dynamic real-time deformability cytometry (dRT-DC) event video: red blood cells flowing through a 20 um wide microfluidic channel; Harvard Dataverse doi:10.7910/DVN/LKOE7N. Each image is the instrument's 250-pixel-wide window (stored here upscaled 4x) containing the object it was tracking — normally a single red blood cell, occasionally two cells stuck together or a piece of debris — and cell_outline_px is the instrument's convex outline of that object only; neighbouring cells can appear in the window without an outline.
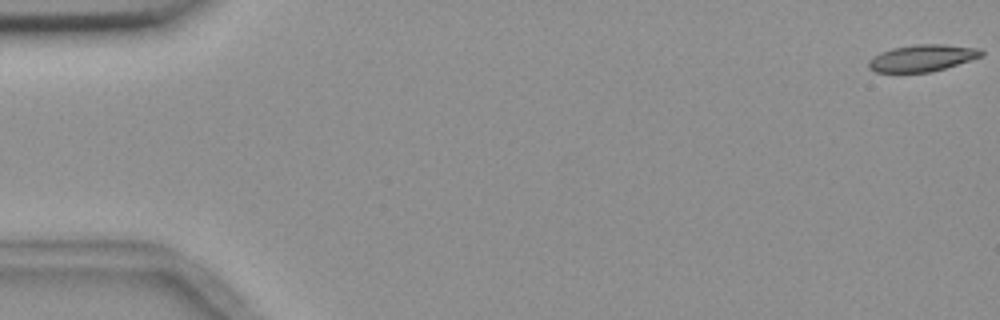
{"species": "common noctule bat (a hibernating species)", "species_latin": "Nyctalus noctula", "temperature_condition": "room temperature", "stored_images_in_passage": 4, "camera_frame_rate_fps": 3000, "um_per_image_px": 0.085, "animal": {"sex": "female", "body_mass_g": 18.4}, "frame": {"image": 1, "passage_image": 1, "time_ms": 0.0, "image_size_px": [1000, 320], "cell_outline_px": [[984, 56], [944, 68], [928, 72], [876, 72], [868, 68], [868, 60], [880, 52], [892, 48], [916, 44], [944, 44], [980, 48], [984, 52]], "centroid_in_image_um": [78.4, 4.92], "position_along_channel_um": 6.6, "area_um2": 17.63}}
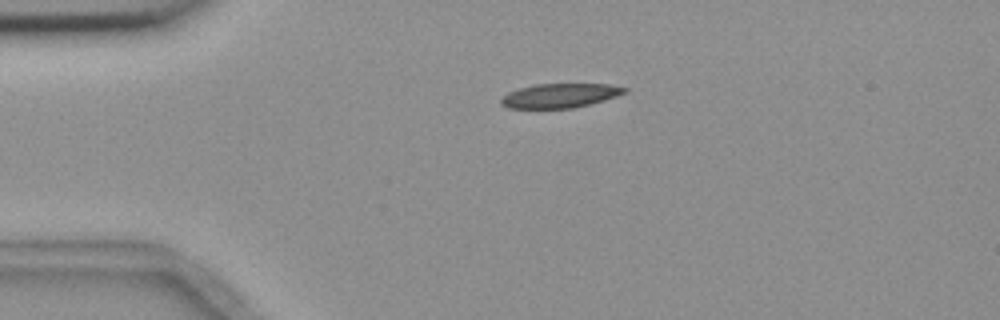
{"frame": {"image": 2, "passage_image": 3, "time_ms": 4.0, "image_size_px": [1000, 320], "cell_outline_px": [[628, 92], [604, 100], [572, 108], [508, 108], [500, 104], [500, 100], [508, 92], [520, 88], [536, 84], [608, 84], [628, 88]], "centroid_in_image_um": [47.6, 8.12], "position_along_channel_um": 37.4, "area_um2": 17.34}}